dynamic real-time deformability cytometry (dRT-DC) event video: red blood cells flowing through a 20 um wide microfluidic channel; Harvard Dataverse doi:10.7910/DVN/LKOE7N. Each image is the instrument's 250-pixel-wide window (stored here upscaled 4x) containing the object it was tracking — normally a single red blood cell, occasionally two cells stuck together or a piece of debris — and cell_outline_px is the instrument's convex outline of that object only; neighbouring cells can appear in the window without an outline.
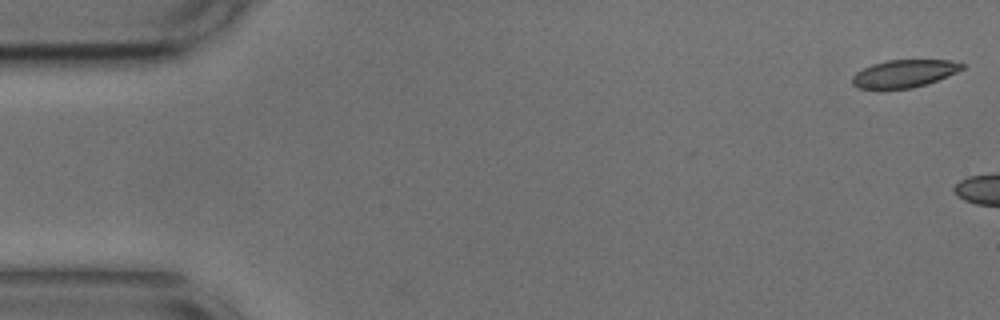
{"species": "common noctule bat (a hibernating species)", "species_latin": "Nyctalus noctula", "temperature_condition": "cold", "stored_images_in_passage": 5, "camera_frame_rate_fps": 3000, "um_per_image_px": 0.085, "animal": {"sex": "male", "body_mass_g": 17.9, "forearm_length_mm": 54.2}, "frame": {"image": 1, "passage_image": 1, "time_ms": 0.0, "image_size_px": [1000, 320], "cell_outline_px": [[964, 68], [956, 72], [936, 80], [912, 88], [856, 88], [852, 84], [852, 76], [856, 72], [872, 64], [888, 60], [948, 60], [964, 64]], "centroid_in_image_um": [76.82, 6.24], "position_along_channel_um": 8.2, "area_um2": 17.34}}